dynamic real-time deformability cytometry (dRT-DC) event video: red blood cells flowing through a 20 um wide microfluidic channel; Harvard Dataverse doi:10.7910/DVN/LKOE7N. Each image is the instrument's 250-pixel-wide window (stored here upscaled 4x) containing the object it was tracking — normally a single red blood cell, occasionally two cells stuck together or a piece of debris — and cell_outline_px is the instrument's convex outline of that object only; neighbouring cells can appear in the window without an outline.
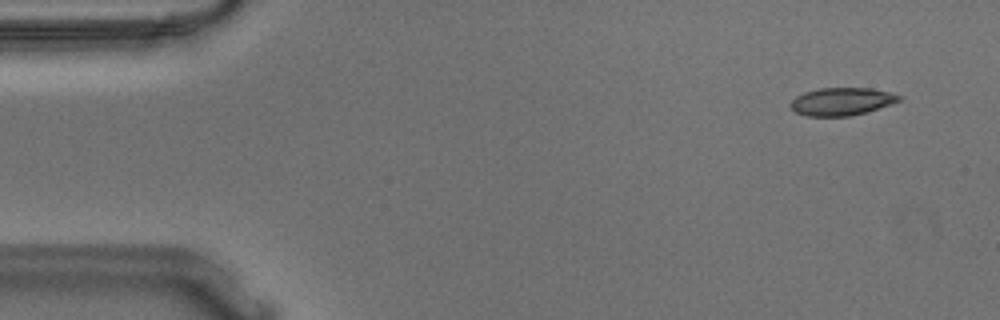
{"species": "Egyptian fruit bat (a non-hibernating species)", "species_latin": "Rousettus aegyptiacus", "temperature_condition": "warm", "stored_images_in_passage": 55, "camera_frame_rate_fps": 3000, "um_per_image_px": 0.085, "animal": {"sex": "male"}, "frame": {"image": 1, "passage_image": 4, "time_ms": 1.0, "image_size_px": [1000, 320], "cell_outline_px": [[904, 96], [900, 100], [864, 112], [848, 116], [808, 116], [796, 112], [788, 104], [796, 96], [804, 92], [820, 88], [872, 88], [892, 92]], "centroid_in_image_um": [71.53, 8.61], "position_along_channel_um": 13.5, "area_um2": 17.4}}
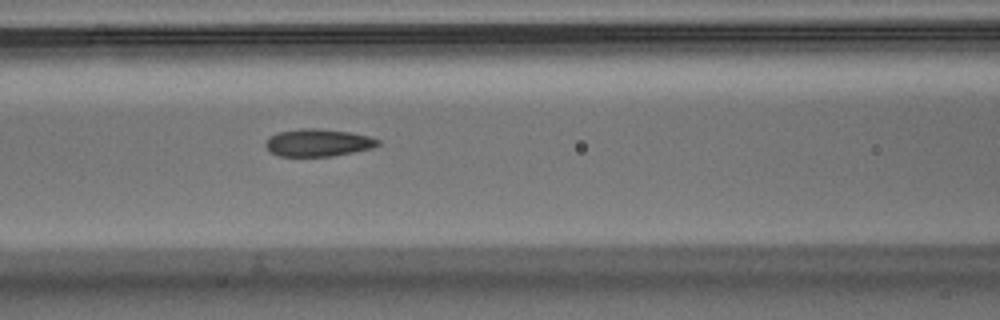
{"frame": {"image": 2, "passage_image": 23, "time_ms": 7.333, "image_size_px": [1000, 320], "cell_outline_px": [[380, 144], [372, 148], [332, 156], [280, 156], [272, 152], [264, 144], [268, 136], [276, 132], [300, 128], [316, 128], [348, 132], [368, 136], [380, 140]], "centroid_in_image_um": [27.0, 12.12], "position_along_channel_um": 139.6, "area_um2": 17.92}}
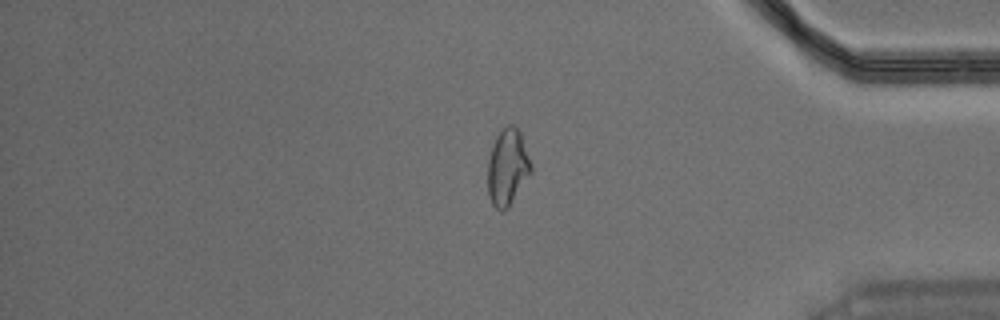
{"frame": {"image": 3, "passage_image": 46, "time_ms": 15.0, "image_size_px": [1000, 320], "cell_outline_px": [[532, 172], [508, 208], [500, 212], [492, 204], [488, 192], [488, 160], [492, 144], [496, 136], [508, 124], [512, 124], [520, 132], [532, 164]], "centroid_in_image_um": [43.14, 14.23], "position_along_channel_um": 392.1, "area_um2": 19.31}, "authors_computed_cell_mechanics": {"area_um2": 18.3226, "velocity_mm_per_s": 3.6311, "shape_relaxation_time_tau1_ms": null, "shape_relaxation_time_tau2_ms": 1.9721, "deformation_change_tau1": null, "deformation_change_tau2": 0.0681}}